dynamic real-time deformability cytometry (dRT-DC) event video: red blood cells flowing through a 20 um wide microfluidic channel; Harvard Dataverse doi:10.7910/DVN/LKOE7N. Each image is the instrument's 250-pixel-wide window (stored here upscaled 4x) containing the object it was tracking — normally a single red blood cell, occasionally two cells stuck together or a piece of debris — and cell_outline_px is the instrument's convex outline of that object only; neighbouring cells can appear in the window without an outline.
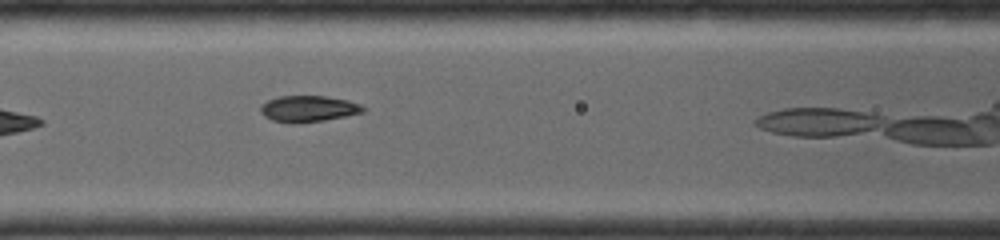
{"species": "common noctule bat (a hibernating species)", "species_latin": "Nyctalus noctula", "temperature_condition": "room temperature", "stored_images_in_passage": 4, "camera_frame_rate_fps": 4000, "um_per_image_px": 0.085, "animal": {"sex": "female", "body_mass_g": 19.0, "forearm_length_mm": 56.7}, "frame": {"image": 1, "passage_image": 4, "time_ms": 3.25, "image_size_px": [1000, 240], "cell_outline_px": [[368, 108], [364, 112], [324, 120], [296, 124], [292, 124], [272, 120], [264, 116], [260, 112], [260, 104], [268, 100], [280, 96], [324, 96], [348, 100], [360, 104]], "centroid_in_image_um": [26.2, 9.25], "position_along_channel_um": 140.4, "area_um2": 15.84}}